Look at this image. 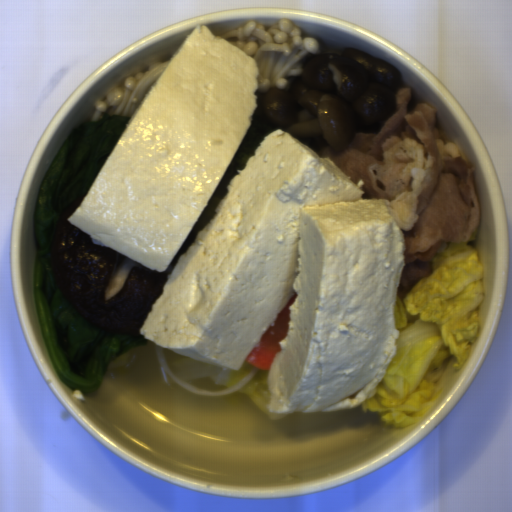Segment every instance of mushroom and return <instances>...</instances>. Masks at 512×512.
<instances>
[{"label":"mushroom","instance_id":"obj_1","mask_svg":"<svg viewBox=\"0 0 512 512\" xmlns=\"http://www.w3.org/2000/svg\"><path fill=\"white\" fill-rule=\"evenodd\" d=\"M84 198L63 211L48 246L56 284L88 323L115 336L139 337L180 255L192 245L184 241L167 269L154 271L106 245L93 244L89 234L68 220Z\"/></svg>","mask_w":512,"mask_h":512}]
</instances>
